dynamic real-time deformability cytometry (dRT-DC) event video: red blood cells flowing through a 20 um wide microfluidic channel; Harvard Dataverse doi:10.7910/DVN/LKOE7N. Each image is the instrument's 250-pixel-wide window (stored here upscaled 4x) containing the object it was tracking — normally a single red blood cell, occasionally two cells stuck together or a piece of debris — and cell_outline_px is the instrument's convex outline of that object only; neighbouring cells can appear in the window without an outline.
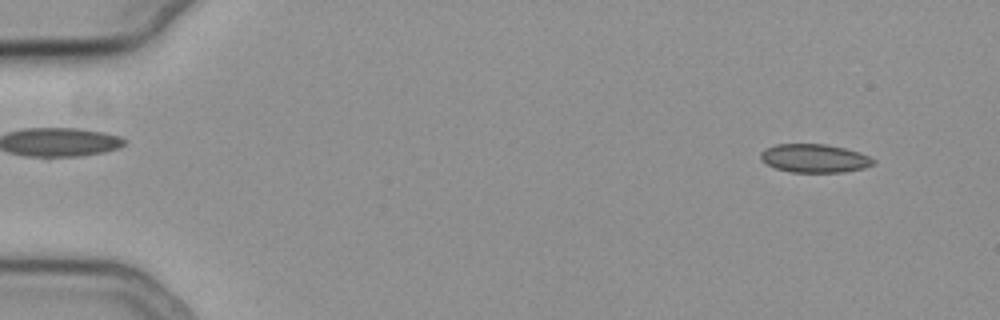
{"species": "common noctule bat (a hibernating species)", "species_latin": "Nyctalus noctula", "temperature_condition": "cold", "stored_images_in_passage": 55, "camera_frame_rate_fps": 3000, "um_per_image_px": 0.085, "animal": {"sex": "female", "body_mass_g": 19.3, "forearm_length_mm": 54.1}, "frame": {"image": 1, "passage_image": 4, "time_ms": 1.0, "image_size_px": [1000, 320], "cell_outline_px": [[876, 164], [864, 168], [844, 172], [788, 172], [776, 168], [760, 160], [760, 152], [764, 148], [776, 144], [824, 144], [844, 148], [860, 152], [876, 160]], "centroid_in_image_um": [69.23, 13.46], "position_along_channel_um": 15.8, "area_um2": 18.84}}
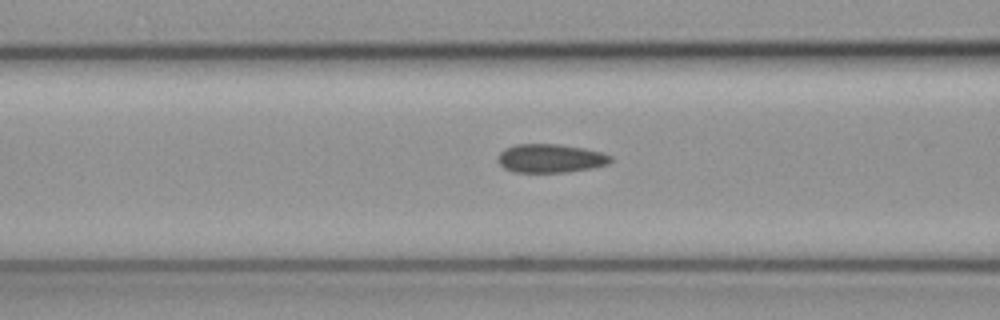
{"frame": {"image": 2, "passage_image": 22, "time_ms": 7.0, "image_size_px": [1000, 320], "cell_outline_px": [[612, 160], [608, 164], [592, 168], [564, 172], [512, 172], [504, 168], [496, 160], [500, 152], [504, 148], [516, 144], [560, 144], [584, 148], [600, 152], [612, 156]], "centroid_in_image_um": [46.76, 13.45], "position_along_channel_um": 119.8, "area_um2": 18.9}}
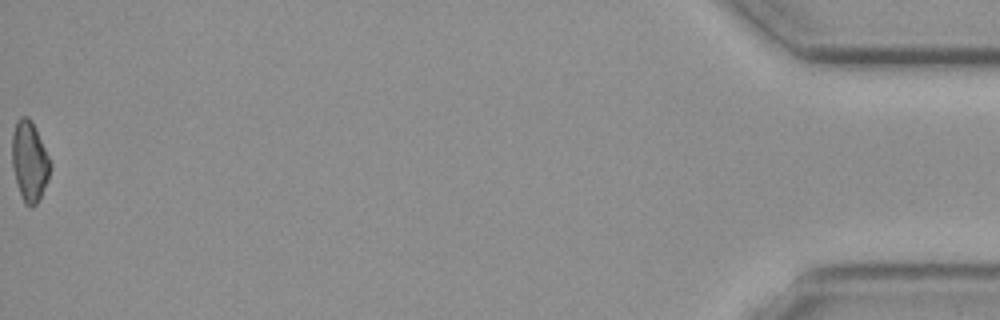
{"frame": {"image": 3, "passage_image": 55, "time_ms": 18.0, "image_size_px": [1000, 320], "cell_outline_px": [[52, 164], [48, 180], [36, 204], [24, 204], [16, 180], [12, 164], [12, 132], [16, 120], [20, 116], [28, 116], [32, 120]], "centroid_in_image_um": [2.5, 13.63], "position_along_channel_um": 432.7, "area_um2": 17.69}, "authors_computed_cell_mechanics": {"area_um2": 18.8428, "velocity_mm_per_s": 3.7819, "shape_relaxation_time_tau1_ms": null, "shape_relaxation_time_tau2_ms": 3.5132, "deformation_change_tau1": null, "deformation_change_tau2": 0.0875}}